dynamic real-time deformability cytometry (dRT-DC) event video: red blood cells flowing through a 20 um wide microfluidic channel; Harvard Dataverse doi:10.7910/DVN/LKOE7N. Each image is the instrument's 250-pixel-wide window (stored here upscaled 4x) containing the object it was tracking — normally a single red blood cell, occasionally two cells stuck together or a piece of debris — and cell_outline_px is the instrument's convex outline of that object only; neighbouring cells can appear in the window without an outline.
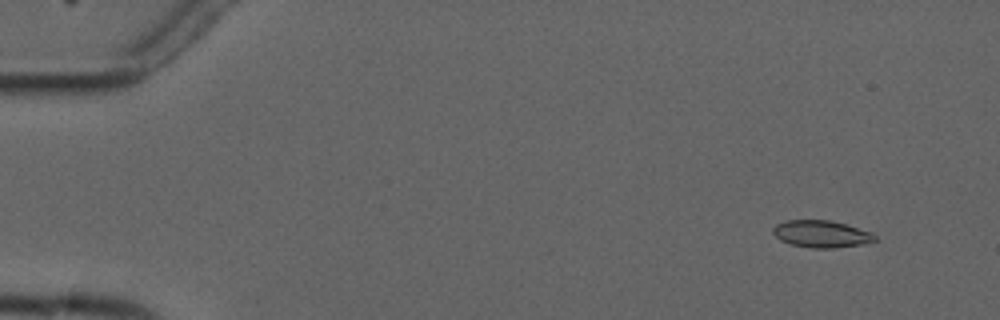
{"species": "common noctule bat (a hibernating species)", "species_latin": "Nyctalus noctula", "temperature_condition": "cold", "stored_images_in_passage": 5, "camera_frame_rate_fps": 3000, "um_per_image_px": 0.085, "animal": {"sex": "male", "forearm_length_mm": 52.5}, "frame": {"image": 1, "passage_image": 1, "time_ms": 0.0, "image_size_px": [1000, 320], "cell_outline_px": [[876, 240], [860, 244], [832, 248], [812, 248], [792, 244], [780, 240], [772, 232], [772, 228], [776, 224], [788, 220], [828, 220], [844, 224], [872, 232], [876, 236]], "centroid_in_image_um": [69.79, 19.88], "position_along_channel_um": 15.2, "area_um2": 15.84}}
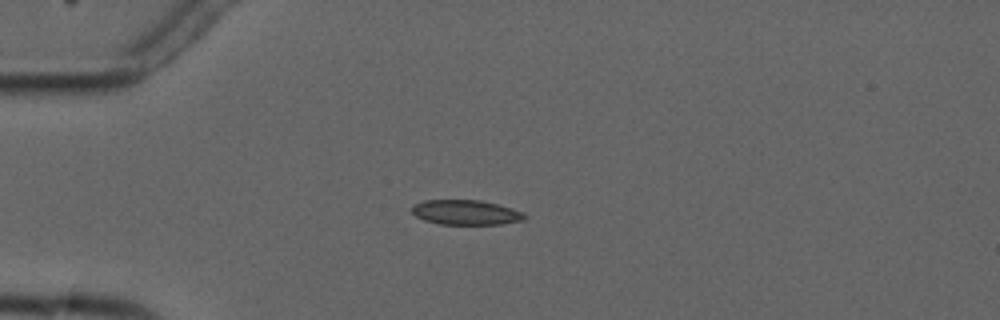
{"frame": {"image": 2, "passage_image": 3, "time_ms": 3.333, "image_size_px": [1000, 320], "cell_outline_px": [[528, 216], [524, 220], [500, 224], [440, 224], [424, 220], [416, 216], [412, 212], [412, 204], [424, 200], [480, 200], [512, 208], [524, 212]], "centroid_in_image_um": [39.6, 18.05], "position_along_channel_um": 45.4, "area_um2": 16.36}}